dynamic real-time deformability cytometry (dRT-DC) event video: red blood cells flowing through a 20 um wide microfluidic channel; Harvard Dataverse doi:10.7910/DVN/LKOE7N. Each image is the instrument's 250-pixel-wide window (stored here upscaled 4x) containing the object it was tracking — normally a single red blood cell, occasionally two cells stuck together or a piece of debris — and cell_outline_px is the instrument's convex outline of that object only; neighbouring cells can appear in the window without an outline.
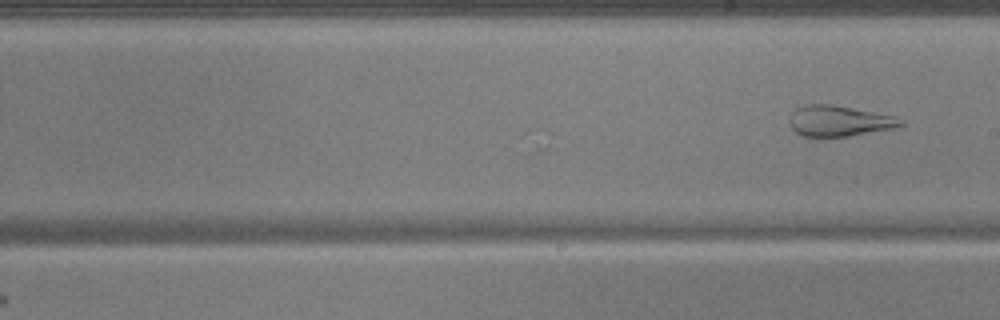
{"species": "common noctule bat (a hibernating species)", "species_latin": "Nyctalus noctula", "temperature_condition": "warm", "stored_images_in_passage": 17, "camera_frame_rate_fps": 3000, "um_per_image_px": 0.085, "animal": {"sex": "male", "body_mass_g": 17.9, "forearm_length_mm": 54.2}, "frame": {"image": 1, "passage_image": 17, "time_ms": 5.333, "image_size_px": [1000, 320], "cell_outline_px": [[904, 124], [892, 128], [848, 136], [804, 136], [796, 132], [792, 128], [788, 120], [792, 112], [796, 108], [804, 104], [832, 104], [896, 116], [904, 120]], "centroid_in_image_um": [71.31, 10.26], "position_along_channel_um": 217.7, "area_um2": 19.83}}